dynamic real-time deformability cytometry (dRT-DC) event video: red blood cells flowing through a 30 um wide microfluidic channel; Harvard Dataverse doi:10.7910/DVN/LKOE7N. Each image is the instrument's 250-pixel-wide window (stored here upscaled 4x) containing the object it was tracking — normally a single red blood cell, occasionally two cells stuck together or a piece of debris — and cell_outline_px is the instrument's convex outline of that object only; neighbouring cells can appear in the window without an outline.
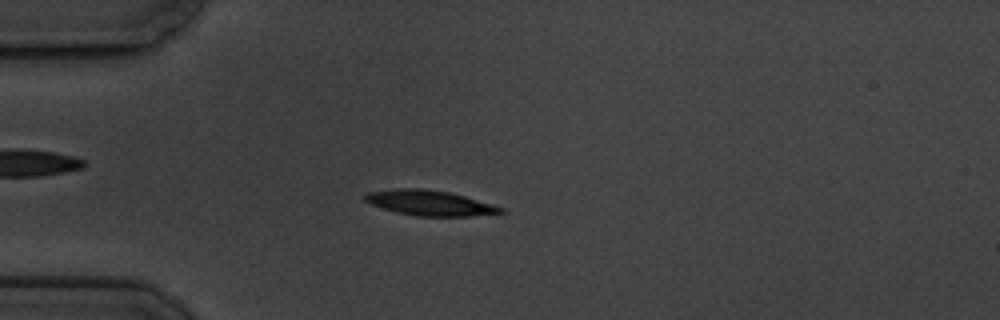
{"species": "common noctule bat (a hibernating species)", "species_latin": "Nyctalus noctula", "temperature_condition": "cold", "stored_images_in_passage": 12, "camera_frame_rate_fps": 3000, "um_per_image_px": 0.085, "animal": {"sex": "male", "body_mass_g": 19.5, "forearm_length_mm": 54.6}, "frame": {"image": 1, "passage_image": 3, "time_ms": 3.0, "image_size_px": [1000, 320], "cell_outline_px": [[504, 212], [468, 216], [416, 216], [396, 212], [372, 204], [364, 200], [364, 196], [368, 192], [396, 188], [420, 188], [448, 192], [464, 196], [492, 204], [504, 208]], "centroid_in_image_um": [36.5, 17.24], "position_along_channel_um": 48.5, "area_um2": 19.65}}
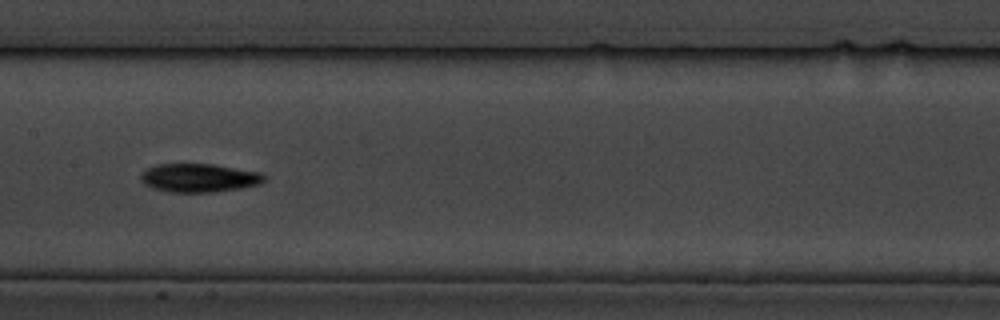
{"frame": {"image": 2, "passage_image": 7, "time_ms": 7.667, "image_size_px": [1000, 320], "cell_outline_px": [[268, 176], [260, 184], [240, 188], [216, 192], [168, 192], [152, 188], [144, 184], [140, 180], [140, 176], [148, 168], [156, 164], [212, 164], [264, 172]], "centroid_in_image_um": [16.96, 15.12], "position_along_channel_um": 190.4, "area_um2": 20.75}}
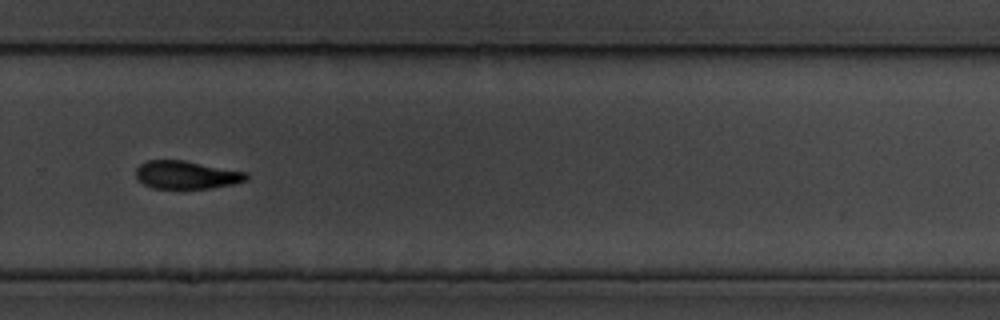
{"frame": {"image": 3, "passage_image": 10, "time_ms": 11.333, "image_size_px": [1000, 320], "cell_outline_px": [[248, 180], [232, 184], [212, 188], [152, 188], [144, 184], [136, 176], [136, 168], [140, 164], [148, 160], [184, 160], [248, 172]], "centroid_in_image_um": [15.87, 14.86], "position_along_channel_um": 313.9, "area_um2": 18.03}, "authors_computed_cell_mechanics": {"area_um2": 19.3052, "velocity_mm_per_s": 3.3843, "shape_relaxation_time_tau1_ms": 3.195, "shape_relaxation_time_tau2_ms": null, "deformation_change_tau1": 0.1331, "deformation_change_tau2": null}}